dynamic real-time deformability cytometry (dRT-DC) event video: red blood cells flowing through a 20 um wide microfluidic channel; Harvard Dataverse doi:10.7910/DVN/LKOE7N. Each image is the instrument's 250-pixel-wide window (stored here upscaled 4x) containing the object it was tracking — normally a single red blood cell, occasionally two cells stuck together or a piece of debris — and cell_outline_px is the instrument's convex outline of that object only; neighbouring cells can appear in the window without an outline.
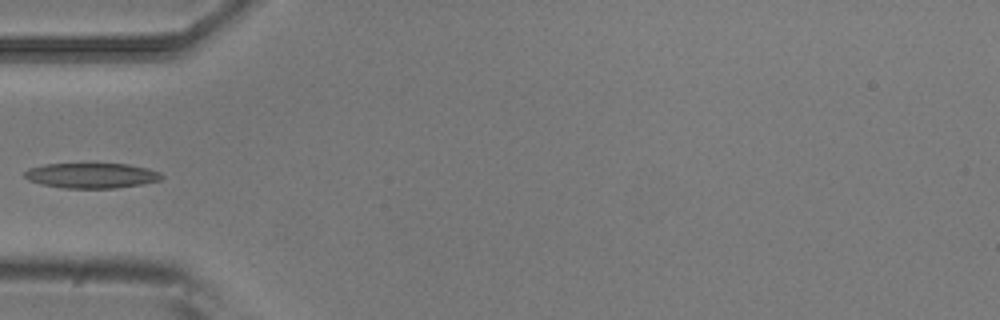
{"species": "common noctule bat (a hibernating species)", "species_latin": "Nyctalus noctula", "temperature_condition": "room temperature", "stored_images_in_passage": 5, "camera_frame_rate_fps": 3000, "um_per_image_px": 0.085, "animal": {"sex": "male", "body_mass_g": 20.5, "forearm_length_mm": 52.5}, "frame": {"image": 1, "passage_image": 5, "time_ms": 1.333, "image_size_px": [1000, 320], "cell_outline_px": [[164, 176], [160, 180], [140, 184], [116, 188], [64, 188], [44, 184], [28, 180], [24, 176], [24, 172], [28, 168], [44, 164], [128, 164], [148, 168], [160, 172]], "centroid_in_image_um": [7.78, 14.91], "position_along_channel_um": 77.2, "area_um2": 20.0}}